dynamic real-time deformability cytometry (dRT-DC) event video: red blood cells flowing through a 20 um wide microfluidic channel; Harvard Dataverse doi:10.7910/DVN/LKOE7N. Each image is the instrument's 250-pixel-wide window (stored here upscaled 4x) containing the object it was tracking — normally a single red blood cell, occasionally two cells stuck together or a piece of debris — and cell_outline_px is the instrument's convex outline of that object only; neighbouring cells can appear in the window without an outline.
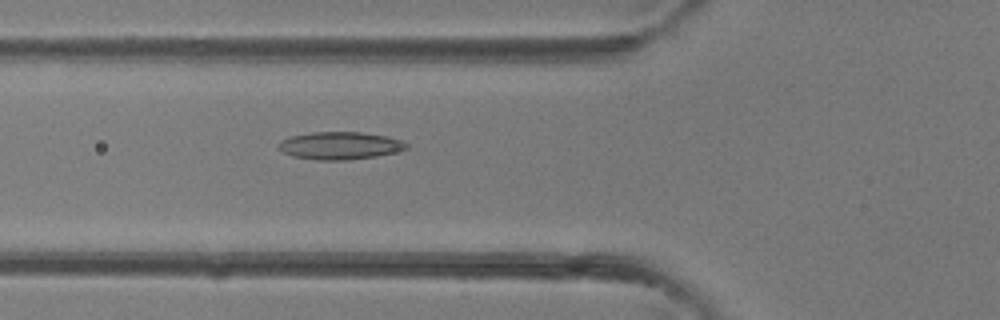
{"species": "common noctule bat (a hibernating species)", "species_latin": "Nyctalus noctula", "temperature_condition": "room temperature", "stored_images_in_passage": 36, "camera_frame_rate_fps": 3000, "um_per_image_px": 0.085, "animal": {"sex": "female"}, "frame": {"image": 1, "passage_image": 10, "time_ms": 3.0, "image_size_px": [1000, 320], "cell_outline_px": [[408, 148], [376, 156], [348, 160], [316, 160], [292, 156], [280, 152], [276, 144], [280, 140], [288, 136], [312, 132], [360, 132], [388, 136], [400, 140], [408, 144]], "centroid_in_image_um": [28.81, 12.37], "position_along_channel_um": 97.0, "area_um2": 20.75}}
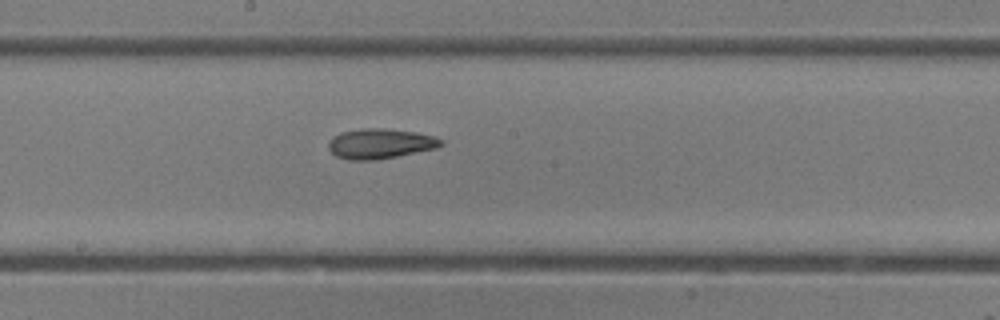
{"frame": {"image": 2, "passage_image": 17, "time_ms": 5.333, "image_size_px": [1000, 320], "cell_outline_px": [[444, 144], [436, 148], [376, 160], [348, 160], [336, 156], [328, 148], [328, 144], [332, 136], [344, 132], [364, 128], [380, 128], [416, 132], [436, 136], [444, 140]], "centroid_in_image_um": [32.33, 12.21], "position_along_channel_um": 215.9, "area_um2": 19.65}}
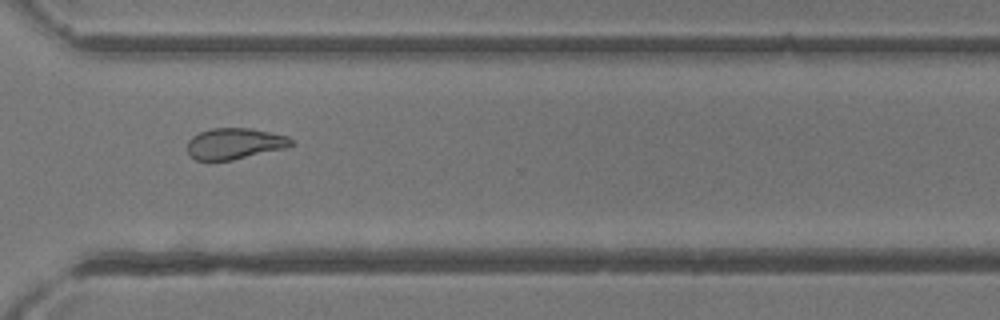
{"frame": {"image": 3, "passage_image": 25, "time_ms": 8.0, "image_size_px": [1000, 320], "cell_outline_px": [[292, 144], [288, 148], [232, 160], [196, 160], [188, 152], [188, 140], [192, 136], [200, 132], [212, 128], [252, 128], [288, 136], [292, 140]], "centroid_in_image_um": [19.97, 12.2], "position_along_channel_um": 350.6, "area_um2": 18.84}}